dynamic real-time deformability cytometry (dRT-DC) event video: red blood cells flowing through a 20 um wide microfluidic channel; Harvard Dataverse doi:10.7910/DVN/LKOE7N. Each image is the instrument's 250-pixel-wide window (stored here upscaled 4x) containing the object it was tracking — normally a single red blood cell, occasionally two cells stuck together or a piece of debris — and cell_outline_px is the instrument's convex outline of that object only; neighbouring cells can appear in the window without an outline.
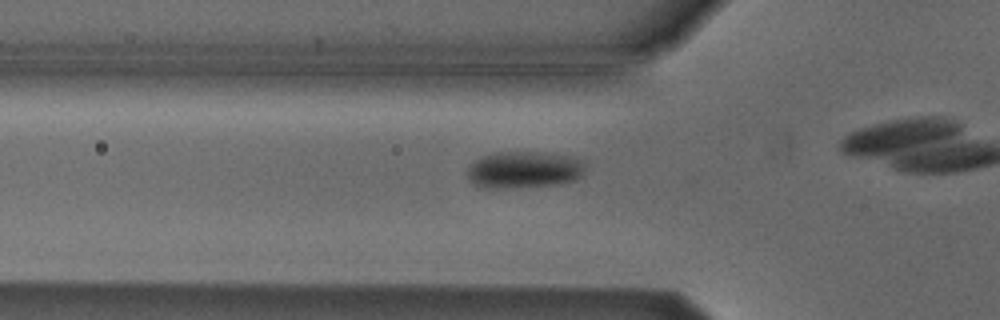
{"species": "Egyptian fruit bat (a non-hibernating species)", "species_latin": "Rousettus aegyptiacus", "temperature_condition": "cold", "stored_images_in_passage": 8, "camera_frame_rate_fps": 3000, "um_per_image_px": 0.085, "animal": {"sex": "male"}, "frame": {"image": 1, "passage_image": 3, "time_ms": 0.667, "image_size_px": [1000, 320], "cell_outline_px": [[588, 164], [584, 172], [576, 180], [560, 184], [504, 188], [488, 188], [476, 184], [468, 180], [464, 172], [476, 160], [484, 156], [496, 152], [544, 152], [568, 156], [584, 160]], "centroid_in_image_um": [44.58, 14.42], "position_along_channel_um": 81.2, "area_um2": 25.55}}
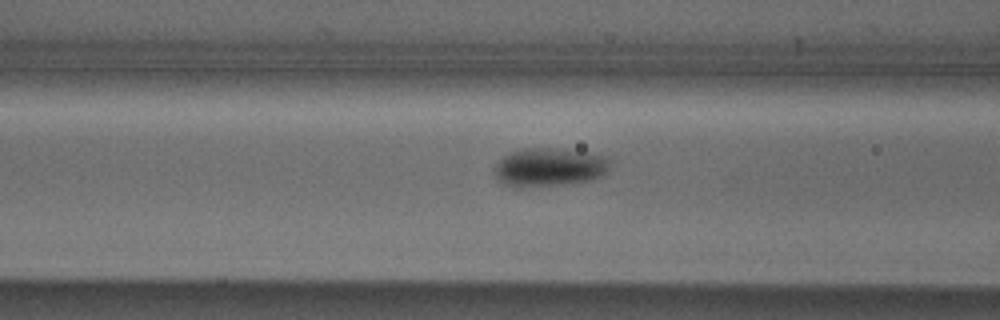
{"frame": {"image": 2, "passage_image": 6, "time_ms": 1.667, "image_size_px": [1000, 320], "cell_outline_px": [[612, 160], [604, 176], [592, 180], [564, 184], [528, 188], [512, 188], [504, 184], [496, 176], [492, 168], [504, 156], [512, 152], [524, 148], [556, 148], [588, 152], [608, 156]], "centroid_in_image_um": [46.72, 14.23], "position_along_channel_um": 119.9, "area_um2": 26.53}}